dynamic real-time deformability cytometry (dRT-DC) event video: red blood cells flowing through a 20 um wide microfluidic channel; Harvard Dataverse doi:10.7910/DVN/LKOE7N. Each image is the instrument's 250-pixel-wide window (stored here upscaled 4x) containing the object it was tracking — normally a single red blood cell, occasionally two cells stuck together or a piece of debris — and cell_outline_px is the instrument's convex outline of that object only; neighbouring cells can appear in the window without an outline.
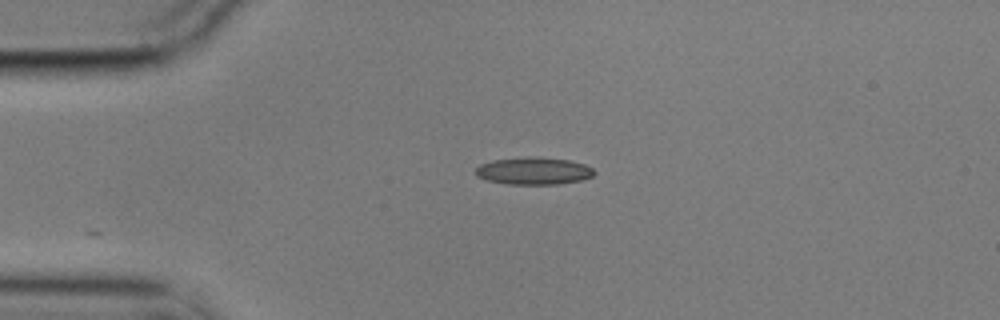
{"species": "common noctule bat (a hibernating species)", "species_latin": "Nyctalus noctula", "temperature_condition": "cold", "stored_images_in_passage": 18, "camera_frame_rate_fps": 3000, "um_per_image_px": 0.085, "animal": {"sex": "male", "body_mass_g": 17.9}, "frame": {"image": 1, "passage_image": 1, "time_ms": 0.0, "image_size_px": [1000, 320], "cell_outline_px": [[596, 172], [592, 176], [584, 180], [560, 184], [504, 184], [488, 180], [476, 176], [476, 168], [480, 164], [492, 160], [528, 156], [540, 156], [568, 160], [584, 164], [592, 168]], "centroid_in_image_um": [45.37, 14.52], "position_along_channel_um": 39.6, "area_um2": 19.13}}
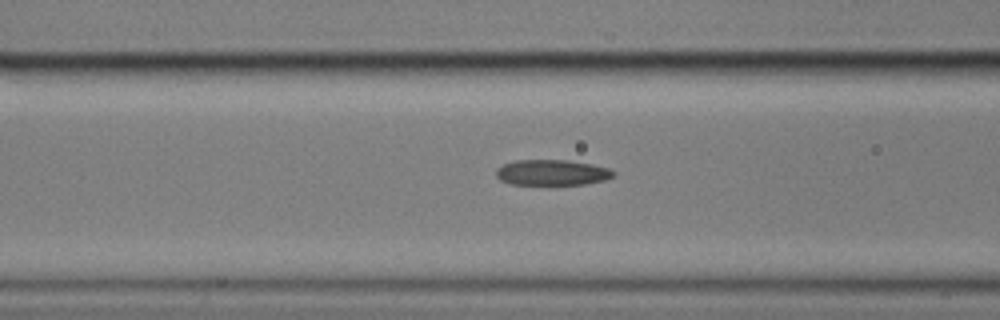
{"frame": {"image": 2, "passage_image": 10, "time_ms": 3.0, "image_size_px": [1000, 320], "cell_outline_px": [[616, 176], [604, 180], [584, 184], [512, 184], [500, 180], [496, 176], [496, 168], [504, 164], [516, 160], [568, 160], [592, 164], [608, 168], [616, 172]], "centroid_in_image_um": [46.94, 14.66], "position_along_channel_um": 119.7, "area_um2": 17.51}}
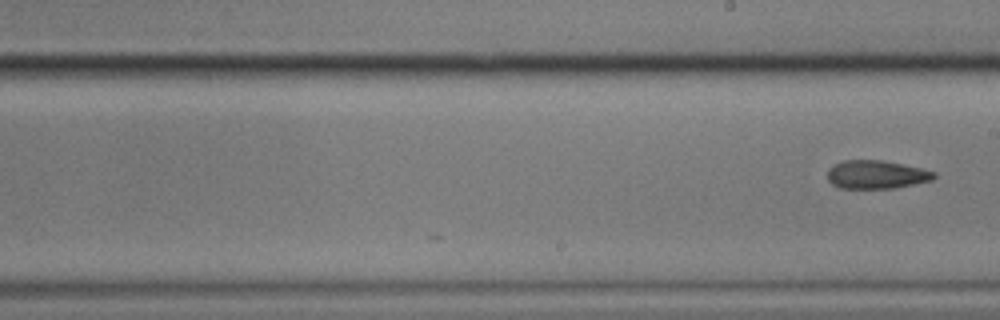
{"frame": {"image": 3, "passage_image": 18, "time_ms": 5.667, "image_size_px": [1000, 320], "cell_outline_px": [[936, 176], [932, 180], [892, 188], [840, 188], [832, 184], [828, 180], [828, 168], [832, 164], [844, 160], [880, 160], [920, 168], [936, 172]], "centroid_in_image_um": [74.44, 14.83], "position_along_channel_um": 214.6, "area_um2": 17.46}}